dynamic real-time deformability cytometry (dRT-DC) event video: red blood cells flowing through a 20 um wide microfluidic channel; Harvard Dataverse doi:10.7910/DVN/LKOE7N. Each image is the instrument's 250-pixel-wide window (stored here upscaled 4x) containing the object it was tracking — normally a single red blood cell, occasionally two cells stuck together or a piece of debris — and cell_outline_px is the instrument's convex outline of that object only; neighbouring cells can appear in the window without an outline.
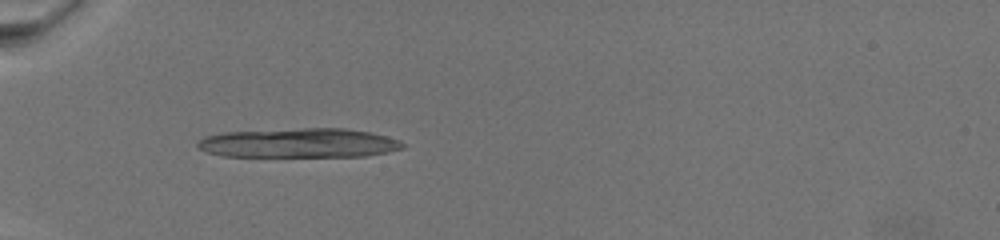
{"species": "common noctule bat (a hibernating species)", "species_latin": "Nyctalus noctula", "temperature_condition": "warm", "stored_images_in_passage": 23, "camera_frame_rate_fps": 3000, "um_per_image_px": 0.085, "animal": {"sex": "female", "body_mass_g": 19.5, "forearm_length_mm": 54.1}, "frame": {"image": 1, "passage_image": 1, "time_ms": 0.0, "image_size_px": [1000, 240], "cell_outline_px": [[404, 148], [388, 152], [364, 156], [224, 156], [208, 152], [200, 148], [196, 144], [204, 136], [224, 132], [300, 128], [344, 128], [368, 132], [400, 140], [404, 144]], "centroid_in_image_um": [25.42, 12.15], "position_along_channel_um": 59.6, "area_um2": 34.91}}